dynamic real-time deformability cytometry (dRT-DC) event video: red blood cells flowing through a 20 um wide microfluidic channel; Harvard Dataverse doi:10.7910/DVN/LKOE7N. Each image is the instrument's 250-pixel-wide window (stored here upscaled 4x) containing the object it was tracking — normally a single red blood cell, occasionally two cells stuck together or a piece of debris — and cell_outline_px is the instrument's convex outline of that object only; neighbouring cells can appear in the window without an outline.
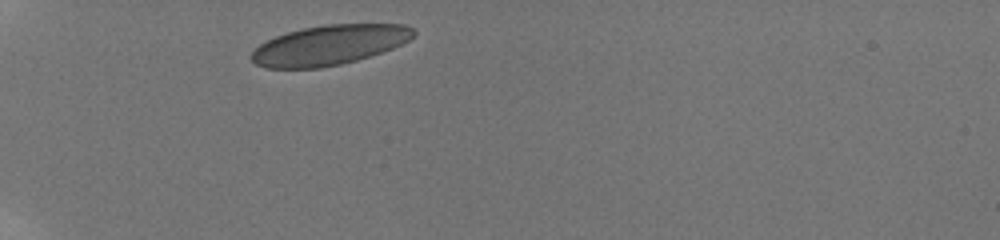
{"species": "human", "species_latin": "Homo sapiens", "temperature_condition": "room temperature", "stored_images_in_passage": 8, "camera_frame_rate_fps": 3000, "um_per_image_px": 0.085, "donor": {"sex": "male"}, "frame": {"image": 1, "passage_image": 1, "time_ms": 0.0, "image_size_px": [1000, 240], "cell_outline_px": [[416, 32], [408, 40], [392, 48], [356, 60], [340, 64], [320, 68], [264, 68], [256, 64], [248, 56], [260, 44], [276, 36], [288, 32], [304, 28], [324, 24], [404, 24], [412, 28]], "centroid_in_image_um": [27.95, 3.83], "position_along_channel_um": 57.0, "area_um2": 37.34}}
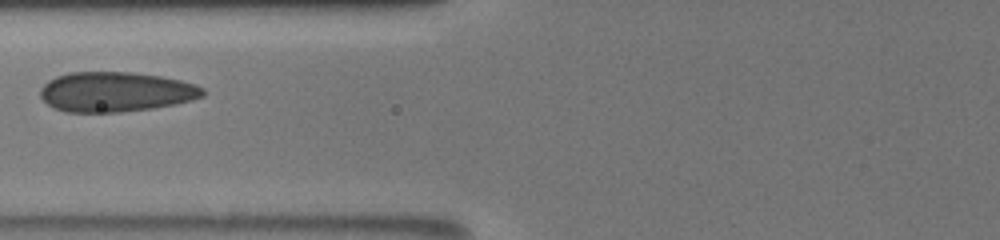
{"frame": {"image": 2, "passage_image": 5, "time_ms": 2.333, "image_size_px": [1000, 240], "cell_outline_px": [[204, 96], [192, 100], [176, 104], [152, 108], [120, 112], [64, 112], [52, 108], [40, 96], [40, 88], [48, 80], [56, 76], [68, 72], [132, 72], [160, 76], [180, 80], [196, 84], [204, 88]], "centroid_in_image_um": [9.82, 7.81], "position_along_channel_um": 116.0, "area_um2": 38.03}}